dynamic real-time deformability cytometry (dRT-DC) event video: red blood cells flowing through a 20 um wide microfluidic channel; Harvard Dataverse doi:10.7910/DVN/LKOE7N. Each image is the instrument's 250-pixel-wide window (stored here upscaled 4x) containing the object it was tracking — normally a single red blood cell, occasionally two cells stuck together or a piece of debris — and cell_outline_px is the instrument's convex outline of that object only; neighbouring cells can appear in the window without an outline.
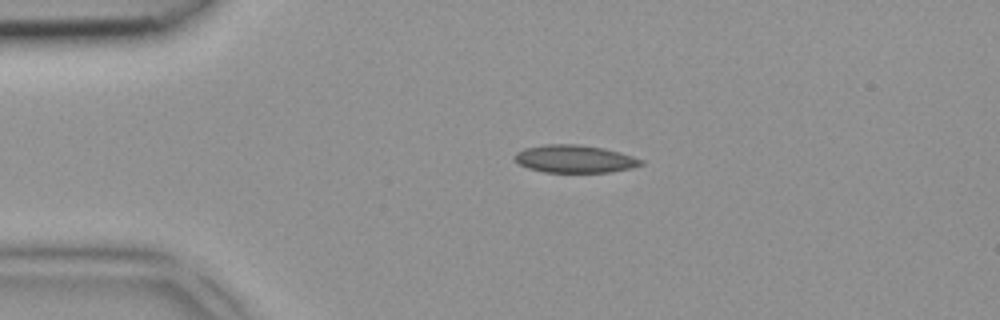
{"species": "common noctule bat (a hibernating species)", "species_latin": "Nyctalus noctula", "temperature_condition": "room temperature", "stored_images_in_passage": 4, "camera_frame_rate_fps": 3000, "um_per_image_px": 0.085, "animal": {"sex": "female", "body_mass_g": 18.4}, "frame": {"image": 1, "passage_image": 2, "time_ms": 0.333, "image_size_px": [1000, 320], "cell_outline_px": [[644, 164], [632, 168], [612, 172], [544, 172], [528, 168], [520, 164], [512, 156], [516, 152], [524, 148], [544, 144], [580, 144], [604, 148], [620, 152], [644, 160]], "centroid_in_image_um": [48.86, 13.5], "position_along_channel_um": 36.1, "area_um2": 20.58}}